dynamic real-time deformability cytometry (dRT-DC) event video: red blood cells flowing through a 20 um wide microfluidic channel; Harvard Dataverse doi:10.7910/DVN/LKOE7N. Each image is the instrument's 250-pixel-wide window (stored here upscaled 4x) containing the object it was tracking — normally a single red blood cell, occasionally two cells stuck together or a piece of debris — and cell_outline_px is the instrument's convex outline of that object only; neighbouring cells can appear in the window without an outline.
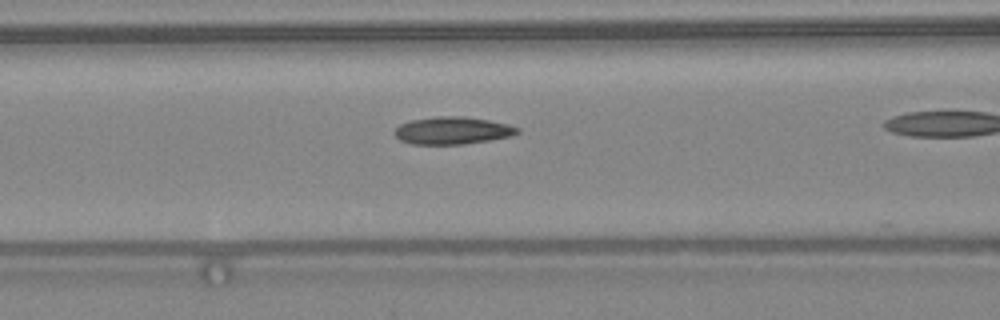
{"species": "common noctule bat (a hibernating species)", "species_latin": "Nyctalus noctula", "temperature_condition": "warm", "stored_images_in_passage": 32, "camera_frame_rate_fps": 3000, "um_per_image_px": 0.085, "animal": {"sex": "female", "body_mass_g": 24.6, "forearm_length_mm": 56.2}, "frame": {"image": 1, "passage_image": 15, "time_ms": 4.667, "image_size_px": [1000, 320], "cell_outline_px": [[520, 132], [512, 136], [464, 144], [412, 144], [400, 140], [392, 132], [400, 124], [412, 120], [436, 116], [460, 116], [488, 120], [508, 124], [520, 128]], "centroid_in_image_um": [38.46, 11.09], "position_along_channel_um": 128.1, "area_um2": 19.59}}
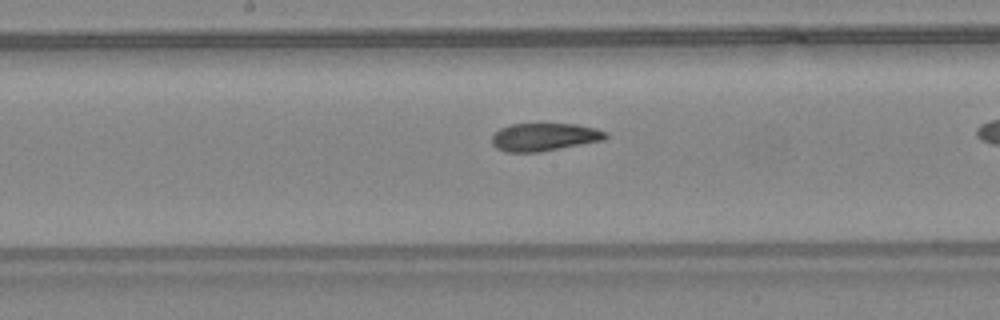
{"frame": {"image": 2, "passage_image": 20, "time_ms": 6.333, "image_size_px": [1000, 320], "cell_outline_px": [[608, 136], [604, 140], [540, 152], [504, 152], [496, 148], [492, 144], [492, 136], [500, 128], [508, 124], [576, 124], [596, 128], [608, 132]], "centroid_in_image_um": [46.27, 11.64], "position_along_channel_um": 201.9, "area_um2": 18.61}}